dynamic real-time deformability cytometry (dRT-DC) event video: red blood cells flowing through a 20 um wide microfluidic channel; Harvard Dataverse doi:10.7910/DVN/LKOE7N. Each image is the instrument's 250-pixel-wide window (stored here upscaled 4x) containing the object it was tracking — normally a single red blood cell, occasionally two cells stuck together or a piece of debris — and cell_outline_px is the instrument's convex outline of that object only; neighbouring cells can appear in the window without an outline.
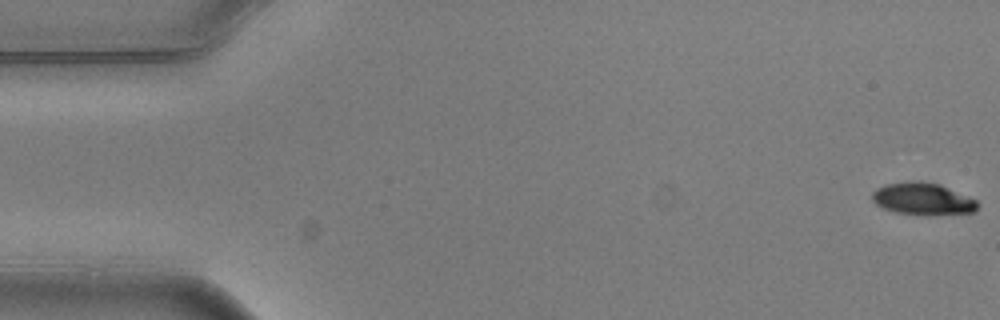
{"species": "common noctule bat (a hibernating species)", "species_latin": "Nyctalus noctula", "temperature_condition": "warm", "stored_images_in_passage": 4, "camera_frame_rate_fps": 3000, "um_per_image_px": 0.085, "animal": {"sex": "male", "body_mass_g": 20.5, "forearm_length_mm": 52.5}, "frame": {"image": 1, "passage_image": 1, "time_ms": 0.0, "image_size_px": [1000, 320], "cell_outline_px": [[980, 204], [976, 212], [896, 212], [884, 208], [876, 204], [872, 200], [872, 192], [876, 188], [884, 184], [908, 180], [920, 180], [940, 184], [976, 200]], "centroid_in_image_um": [78.38, 16.82], "position_along_channel_um": 6.6, "area_um2": 19.02}}